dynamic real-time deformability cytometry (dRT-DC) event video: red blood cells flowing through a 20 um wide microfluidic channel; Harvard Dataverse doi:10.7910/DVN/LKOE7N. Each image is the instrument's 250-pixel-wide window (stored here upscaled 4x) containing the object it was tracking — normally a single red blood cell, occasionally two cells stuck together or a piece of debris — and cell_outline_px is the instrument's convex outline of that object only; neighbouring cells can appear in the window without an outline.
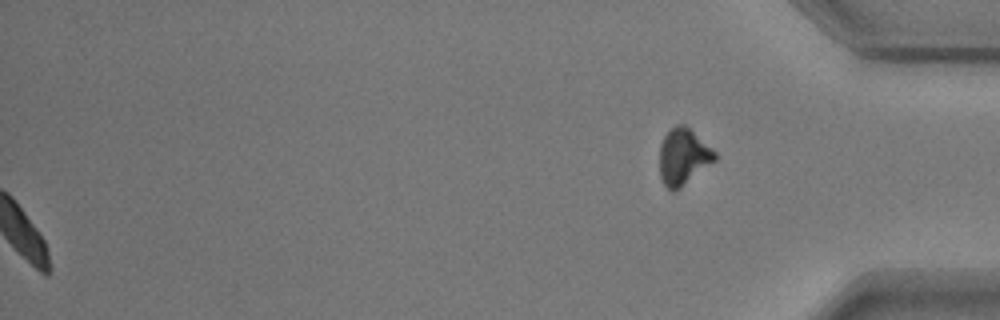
{"species": "common noctule bat (a hibernating species)", "species_latin": "Nyctalus noctula", "temperature_condition": "warm", "stored_images_in_passage": 45, "segment_of_instrument_passage": [2, 2], "camera_frame_rate_fps": 3000, "um_per_image_px": 0.085, "animal": {"sex": "male", "body_mass_g": 17.9}, "frame": {"image": 1, "passage_image": 45, "time_ms": 14.667, "image_size_px": [1000, 320], "cell_outline_px": [[716, 160], [680, 188], [672, 192], [664, 184], [660, 176], [660, 144], [664, 136], [676, 124], [684, 124], [712, 148], [716, 152]], "centroid_in_image_um": [58.07, 13.32], "position_along_channel_um": 377.1, "area_um2": 17.98}}